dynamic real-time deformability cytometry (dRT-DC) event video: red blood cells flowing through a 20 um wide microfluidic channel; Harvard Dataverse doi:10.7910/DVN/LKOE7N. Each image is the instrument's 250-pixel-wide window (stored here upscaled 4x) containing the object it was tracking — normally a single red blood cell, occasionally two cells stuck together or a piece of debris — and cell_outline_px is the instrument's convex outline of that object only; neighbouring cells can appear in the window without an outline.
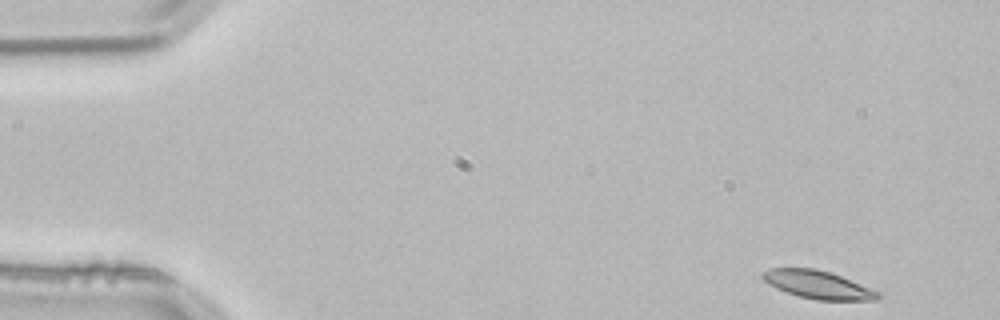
{"species": "common noctule bat (a hibernating species)", "species_latin": "Nyctalus noctula", "temperature_condition": "room temperature", "stored_images_in_passage": 3, "camera_frame_rate_fps": 3000, "um_per_image_px": 0.085, "animal": {"sex": "male", "body_mass_g": 21.5, "forearm_length_mm": 52.0}, "frame": {"image": 1, "passage_image": 1, "time_ms": 0.0, "image_size_px": [1000, 320], "cell_outline_px": [[884, 296], [880, 300], [816, 300], [800, 296], [776, 288], [768, 284], [760, 276], [760, 272], [768, 268], [816, 268], [832, 272], [880, 292]], "centroid_in_image_um": [69.54, 24.19], "position_along_channel_um": 15.5, "area_um2": 19.07}}